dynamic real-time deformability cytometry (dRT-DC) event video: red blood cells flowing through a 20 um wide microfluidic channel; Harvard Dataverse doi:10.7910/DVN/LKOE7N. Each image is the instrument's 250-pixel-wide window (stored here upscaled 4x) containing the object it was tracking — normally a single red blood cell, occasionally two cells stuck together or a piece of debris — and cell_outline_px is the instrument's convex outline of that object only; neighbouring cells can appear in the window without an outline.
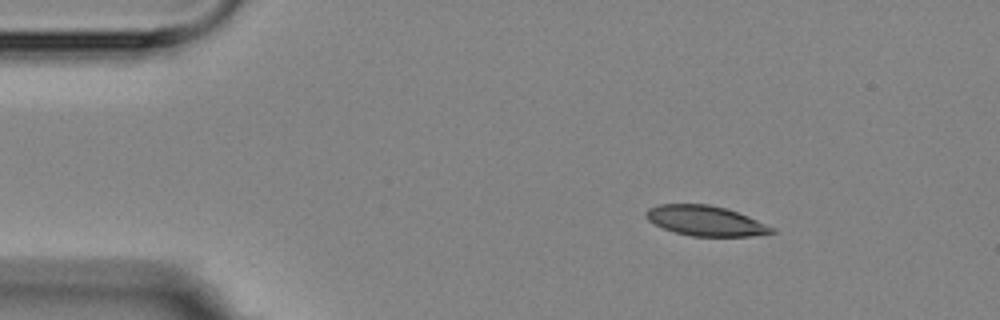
{"species": "Egyptian fruit bat (a non-hibernating species)", "species_latin": "Rousettus aegyptiacus", "temperature_condition": "room temperature", "stored_images_in_passage": 2, "camera_frame_rate_fps": 3000, "um_per_image_px": 0.085, "animal": {"sex": "female"}, "frame": {"image": 1, "passage_image": 1, "time_ms": 0.0, "image_size_px": [1000, 320], "cell_outline_px": [[776, 232], [752, 236], [692, 236], [676, 232], [664, 228], [648, 220], [644, 216], [644, 212], [648, 208], [656, 204], [708, 204], [724, 208], [748, 216], [776, 228]], "centroid_in_image_um": [59.96, 18.76], "position_along_channel_um": 25.0, "area_um2": 21.96}}